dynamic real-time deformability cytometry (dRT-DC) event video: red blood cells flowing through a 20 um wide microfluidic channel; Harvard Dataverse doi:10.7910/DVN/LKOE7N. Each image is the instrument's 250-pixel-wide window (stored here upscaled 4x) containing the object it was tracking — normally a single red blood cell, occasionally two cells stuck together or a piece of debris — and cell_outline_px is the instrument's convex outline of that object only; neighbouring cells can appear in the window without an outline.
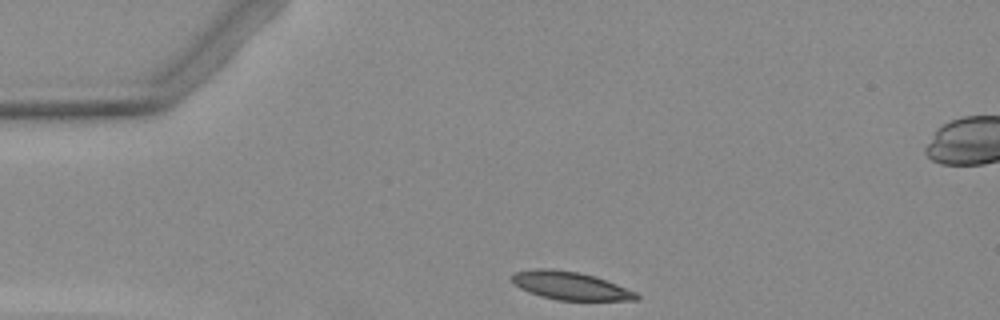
{"species": "Egyptian fruit bat (a non-hibernating species)", "species_latin": "Rousettus aegyptiacus", "temperature_condition": "warm", "stored_images_in_passage": 2, "camera_frame_rate_fps": 3000, "um_per_image_px": 0.085, "animal": {"sex": "female"}, "frame": {"image": 1, "passage_image": 1, "time_ms": 0.0, "image_size_px": [1000, 320], "cell_outline_px": [[640, 300], [556, 300], [540, 296], [528, 292], [520, 288], [512, 280], [512, 276], [516, 272], [532, 268], [552, 268], [580, 272], [596, 276], [636, 292], [640, 296]], "centroid_in_image_um": [48.48, 24.28], "position_along_channel_um": 36.5, "area_um2": 20.46}}